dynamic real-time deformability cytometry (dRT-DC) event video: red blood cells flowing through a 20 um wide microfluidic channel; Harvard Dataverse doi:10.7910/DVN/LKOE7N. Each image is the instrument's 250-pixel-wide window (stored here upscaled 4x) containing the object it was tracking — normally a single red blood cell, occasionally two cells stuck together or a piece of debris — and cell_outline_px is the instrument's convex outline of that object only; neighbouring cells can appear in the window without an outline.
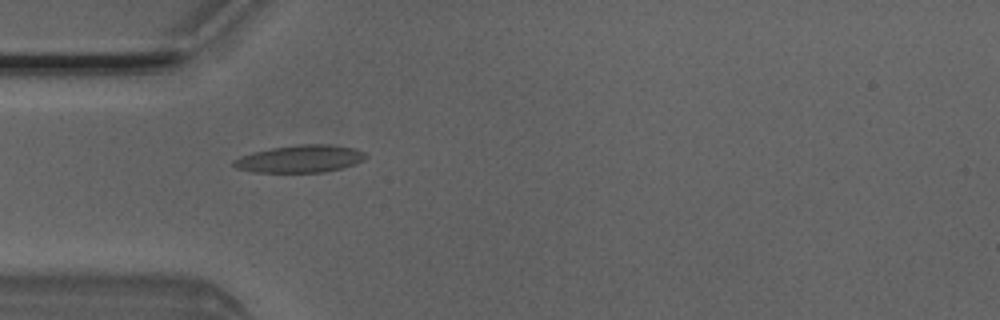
{"species": "Egyptian fruit bat (a non-hibernating species)", "species_latin": "Rousettus aegyptiacus", "temperature_condition": "room temperature", "stored_images_in_passage": 5, "camera_frame_rate_fps": 3000, "um_per_image_px": 0.085, "animal": {"sex": "male"}, "frame": {"image": 1, "passage_image": 5, "time_ms": 1.333, "image_size_px": [1000, 320], "cell_outline_px": [[368, 156], [364, 160], [356, 164], [324, 172], [252, 172], [236, 168], [232, 164], [232, 160], [240, 156], [252, 152], [272, 148], [300, 144], [328, 144], [356, 148], [364, 152]], "centroid_in_image_um": [25.51, 13.49], "position_along_channel_um": 59.5, "area_um2": 21.21}}